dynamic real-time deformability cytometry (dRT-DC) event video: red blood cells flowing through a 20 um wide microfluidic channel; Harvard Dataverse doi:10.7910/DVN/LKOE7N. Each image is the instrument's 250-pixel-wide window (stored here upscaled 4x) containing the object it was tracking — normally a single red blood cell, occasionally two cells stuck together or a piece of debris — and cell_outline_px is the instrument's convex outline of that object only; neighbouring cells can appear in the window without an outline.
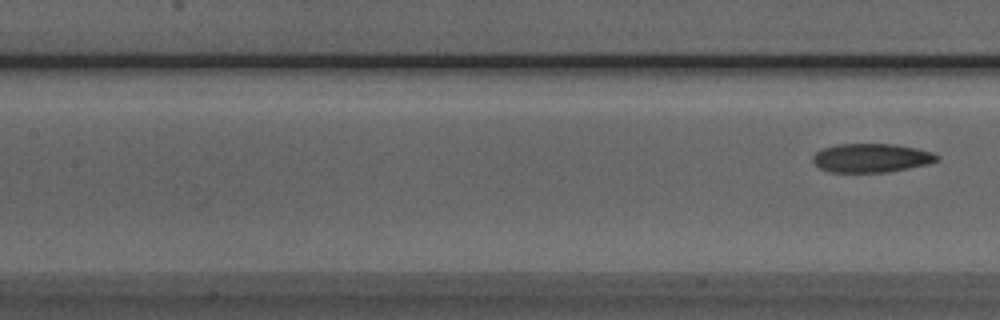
{"species": "Egyptian fruit bat (a non-hibernating species)", "species_latin": "Rousettus aegyptiacus", "temperature_condition": "room temperature", "stored_images_in_passage": 4, "camera_frame_rate_fps": 3000, "um_per_image_px": 0.085, "animal": {"sex": "male"}, "frame": {"image": 1, "passage_image": 4, "time_ms": 4.333, "image_size_px": [1000, 320], "cell_outline_px": [[940, 160], [928, 164], [888, 172], [828, 172], [820, 168], [812, 160], [812, 156], [820, 148], [836, 144], [896, 144], [916, 148], [932, 152], [940, 156]], "centroid_in_image_um": [74.06, 13.42], "position_along_channel_um": 133.3, "area_um2": 21.04}}